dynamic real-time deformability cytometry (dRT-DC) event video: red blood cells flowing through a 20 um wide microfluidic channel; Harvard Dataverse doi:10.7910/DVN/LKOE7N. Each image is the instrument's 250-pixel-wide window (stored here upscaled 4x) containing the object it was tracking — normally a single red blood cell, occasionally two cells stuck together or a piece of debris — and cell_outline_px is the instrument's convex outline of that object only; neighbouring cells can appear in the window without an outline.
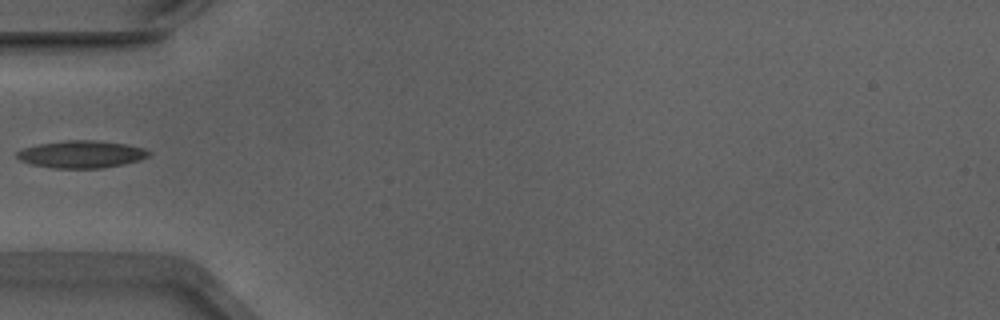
{"species": "Egyptian fruit bat (a non-hibernating species)", "species_latin": "Rousettus aegyptiacus", "temperature_condition": "warm", "stored_images_in_passage": 34, "camera_frame_rate_fps": 3000, "um_per_image_px": 0.085, "animal": {"sex": "male"}, "frame": {"image": 1, "passage_image": 1, "time_ms": 0.0, "image_size_px": [1000, 320], "cell_outline_px": [[152, 152], [148, 156], [140, 160], [124, 164], [100, 168], [52, 168], [32, 164], [20, 160], [16, 156], [16, 152], [24, 148], [40, 144], [68, 140], [96, 140], [128, 144], [144, 148]], "centroid_in_image_um": [6.96, 13.11], "position_along_channel_um": 78.0, "area_um2": 20.98}}